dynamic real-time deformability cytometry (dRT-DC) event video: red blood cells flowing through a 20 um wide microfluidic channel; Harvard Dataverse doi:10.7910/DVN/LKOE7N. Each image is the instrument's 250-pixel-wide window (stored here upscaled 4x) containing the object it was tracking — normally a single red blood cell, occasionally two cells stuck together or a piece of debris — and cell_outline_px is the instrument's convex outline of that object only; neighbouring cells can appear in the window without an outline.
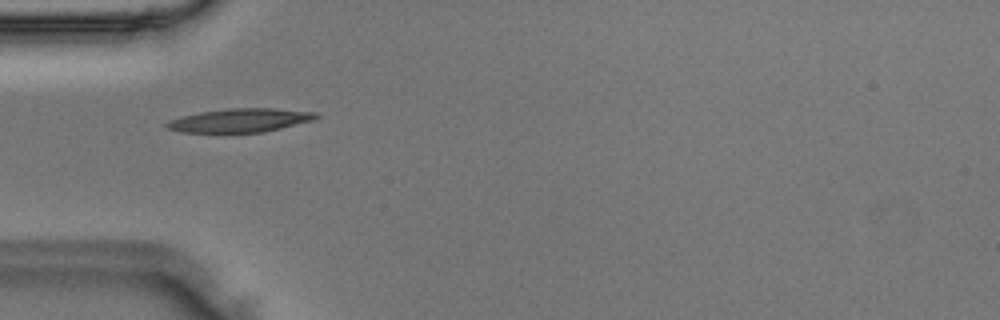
{"species": "Egyptian fruit bat (a non-hibernating species)", "species_latin": "Rousettus aegyptiacus", "temperature_condition": "room temperature", "stored_images_in_passage": 34, "camera_frame_rate_fps": 3000, "um_per_image_px": 0.085, "animal": {"sex": "male"}, "frame": {"image": 1, "passage_image": 1, "time_ms": 0.0, "image_size_px": [1000, 320], "cell_outline_px": [[320, 116], [316, 120], [264, 132], [180, 132], [168, 128], [164, 124], [168, 120], [200, 112], [228, 108], [272, 108], [316, 112]], "centroid_in_image_um": [20.45, 10.22], "position_along_channel_um": 64.5, "area_um2": 20.58}}
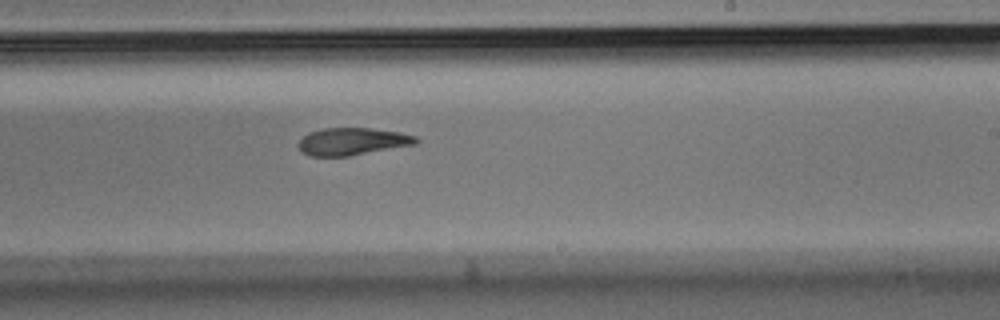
{"frame": {"image": 2, "passage_image": 15, "time_ms": 4.667, "image_size_px": [1000, 320], "cell_outline_px": [[420, 140], [416, 144], [348, 156], [308, 156], [300, 152], [300, 140], [308, 132], [324, 128], [368, 128], [400, 132], [416, 136]], "centroid_in_image_um": [29.95, 12.02], "position_along_channel_um": 259.0, "area_um2": 18.67}}
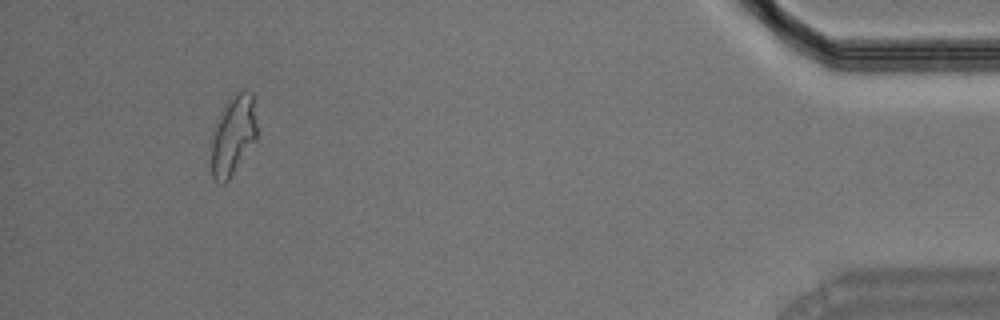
{"frame": {"image": 3, "passage_image": 31, "time_ms": 10.0, "image_size_px": [1000, 320], "cell_outline_px": [[256, 140], [228, 180], [224, 184], [220, 184], [212, 176], [212, 140], [224, 104], [236, 92], [252, 92], [256, 124]], "centroid_in_image_um": [19.83, 11.52], "position_along_channel_um": 415.4, "area_um2": 20.52}}